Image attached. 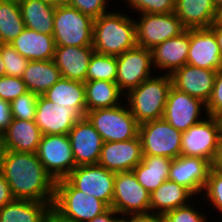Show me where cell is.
<instances>
[{
  "instance_id": "6da1fadb",
  "label": "cell",
  "mask_w": 222,
  "mask_h": 222,
  "mask_svg": "<svg viewBox=\"0 0 222 222\" xmlns=\"http://www.w3.org/2000/svg\"><path fill=\"white\" fill-rule=\"evenodd\" d=\"M0 171L14 199L54 202L55 180L36 153L0 150Z\"/></svg>"
},
{
  "instance_id": "7a4b0ae2",
  "label": "cell",
  "mask_w": 222,
  "mask_h": 222,
  "mask_svg": "<svg viewBox=\"0 0 222 222\" xmlns=\"http://www.w3.org/2000/svg\"><path fill=\"white\" fill-rule=\"evenodd\" d=\"M129 15V16H128ZM122 10L102 14L93 22L94 51L110 56H119L137 46L136 25L134 17Z\"/></svg>"
},
{
  "instance_id": "3957f363",
  "label": "cell",
  "mask_w": 222,
  "mask_h": 222,
  "mask_svg": "<svg viewBox=\"0 0 222 222\" xmlns=\"http://www.w3.org/2000/svg\"><path fill=\"white\" fill-rule=\"evenodd\" d=\"M171 86L170 75L155 73L125 94V103L139 125L163 118Z\"/></svg>"
},
{
  "instance_id": "277c9868",
  "label": "cell",
  "mask_w": 222,
  "mask_h": 222,
  "mask_svg": "<svg viewBox=\"0 0 222 222\" xmlns=\"http://www.w3.org/2000/svg\"><path fill=\"white\" fill-rule=\"evenodd\" d=\"M94 19L67 4L55 6L53 38L56 47L93 44Z\"/></svg>"
},
{
  "instance_id": "5b68a950",
  "label": "cell",
  "mask_w": 222,
  "mask_h": 222,
  "mask_svg": "<svg viewBox=\"0 0 222 222\" xmlns=\"http://www.w3.org/2000/svg\"><path fill=\"white\" fill-rule=\"evenodd\" d=\"M85 117L104 142L126 141L139 134V124L125 101L112 108L87 111Z\"/></svg>"
},
{
  "instance_id": "8992f818",
  "label": "cell",
  "mask_w": 222,
  "mask_h": 222,
  "mask_svg": "<svg viewBox=\"0 0 222 222\" xmlns=\"http://www.w3.org/2000/svg\"><path fill=\"white\" fill-rule=\"evenodd\" d=\"M53 206L76 222H89L109 208L103 201L75 189L66 179L55 182Z\"/></svg>"
},
{
  "instance_id": "52a82bcc",
  "label": "cell",
  "mask_w": 222,
  "mask_h": 222,
  "mask_svg": "<svg viewBox=\"0 0 222 222\" xmlns=\"http://www.w3.org/2000/svg\"><path fill=\"white\" fill-rule=\"evenodd\" d=\"M221 134L219 118L207 115L202 121L182 132L181 156L199 157L212 164Z\"/></svg>"
},
{
  "instance_id": "ba28073f",
  "label": "cell",
  "mask_w": 222,
  "mask_h": 222,
  "mask_svg": "<svg viewBox=\"0 0 222 222\" xmlns=\"http://www.w3.org/2000/svg\"><path fill=\"white\" fill-rule=\"evenodd\" d=\"M143 155L165 156L175 159L181 155L182 132L164 118L139 125Z\"/></svg>"
},
{
  "instance_id": "9c48e42d",
  "label": "cell",
  "mask_w": 222,
  "mask_h": 222,
  "mask_svg": "<svg viewBox=\"0 0 222 222\" xmlns=\"http://www.w3.org/2000/svg\"><path fill=\"white\" fill-rule=\"evenodd\" d=\"M135 17L137 46L146 49L152 50L156 45L179 36L186 30L175 12L166 14L145 13Z\"/></svg>"
},
{
  "instance_id": "30bf717a",
  "label": "cell",
  "mask_w": 222,
  "mask_h": 222,
  "mask_svg": "<svg viewBox=\"0 0 222 222\" xmlns=\"http://www.w3.org/2000/svg\"><path fill=\"white\" fill-rule=\"evenodd\" d=\"M36 154L55 182L65 179L76 167L68 134L42 135Z\"/></svg>"
},
{
  "instance_id": "8fae6325",
  "label": "cell",
  "mask_w": 222,
  "mask_h": 222,
  "mask_svg": "<svg viewBox=\"0 0 222 222\" xmlns=\"http://www.w3.org/2000/svg\"><path fill=\"white\" fill-rule=\"evenodd\" d=\"M116 61V84L124 94L156 73L152 51L144 47L136 46L125 51L116 57Z\"/></svg>"
},
{
  "instance_id": "7c38bea8",
  "label": "cell",
  "mask_w": 222,
  "mask_h": 222,
  "mask_svg": "<svg viewBox=\"0 0 222 222\" xmlns=\"http://www.w3.org/2000/svg\"><path fill=\"white\" fill-rule=\"evenodd\" d=\"M115 174L99 164L76 166L65 178L75 189L92 195L111 207Z\"/></svg>"
},
{
  "instance_id": "4fadbf2b",
  "label": "cell",
  "mask_w": 222,
  "mask_h": 222,
  "mask_svg": "<svg viewBox=\"0 0 222 222\" xmlns=\"http://www.w3.org/2000/svg\"><path fill=\"white\" fill-rule=\"evenodd\" d=\"M111 207L121 217L127 214L150 212V192L138 182L133 171L115 174Z\"/></svg>"
},
{
  "instance_id": "5bb4252c",
  "label": "cell",
  "mask_w": 222,
  "mask_h": 222,
  "mask_svg": "<svg viewBox=\"0 0 222 222\" xmlns=\"http://www.w3.org/2000/svg\"><path fill=\"white\" fill-rule=\"evenodd\" d=\"M207 115L204 102L171 86L163 118L175 129L184 132L202 121Z\"/></svg>"
},
{
  "instance_id": "9a60e30c",
  "label": "cell",
  "mask_w": 222,
  "mask_h": 222,
  "mask_svg": "<svg viewBox=\"0 0 222 222\" xmlns=\"http://www.w3.org/2000/svg\"><path fill=\"white\" fill-rule=\"evenodd\" d=\"M83 117L76 108L57 105L39 95L34 121L42 135L68 134L75 123Z\"/></svg>"
},
{
  "instance_id": "2e32d148",
  "label": "cell",
  "mask_w": 222,
  "mask_h": 222,
  "mask_svg": "<svg viewBox=\"0 0 222 222\" xmlns=\"http://www.w3.org/2000/svg\"><path fill=\"white\" fill-rule=\"evenodd\" d=\"M143 158L139 135L134 139L104 142L98 164L114 173L132 171Z\"/></svg>"
},
{
  "instance_id": "e0dca14e",
  "label": "cell",
  "mask_w": 222,
  "mask_h": 222,
  "mask_svg": "<svg viewBox=\"0 0 222 222\" xmlns=\"http://www.w3.org/2000/svg\"><path fill=\"white\" fill-rule=\"evenodd\" d=\"M211 166L206 159L180 155L171 163L168 180L183 185L196 197H201Z\"/></svg>"
},
{
  "instance_id": "ac0fdd59",
  "label": "cell",
  "mask_w": 222,
  "mask_h": 222,
  "mask_svg": "<svg viewBox=\"0 0 222 222\" xmlns=\"http://www.w3.org/2000/svg\"><path fill=\"white\" fill-rule=\"evenodd\" d=\"M76 166L98 164L103 139L86 117L68 133Z\"/></svg>"
},
{
  "instance_id": "d6986e66",
  "label": "cell",
  "mask_w": 222,
  "mask_h": 222,
  "mask_svg": "<svg viewBox=\"0 0 222 222\" xmlns=\"http://www.w3.org/2000/svg\"><path fill=\"white\" fill-rule=\"evenodd\" d=\"M187 64L216 71L222 68L219 45L209 28L190 29Z\"/></svg>"
},
{
  "instance_id": "ffe728a7",
  "label": "cell",
  "mask_w": 222,
  "mask_h": 222,
  "mask_svg": "<svg viewBox=\"0 0 222 222\" xmlns=\"http://www.w3.org/2000/svg\"><path fill=\"white\" fill-rule=\"evenodd\" d=\"M215 76L216 70L195 67L189 64H185L170 75L174 88L186 92L205 104L210 99Z\"/></svg>"
},
{
  "instance_id": "44dd1931",
  "label": "cell",
  "mask_w": 222,
  "mask_h": 222,
  "mask_svg": "<svg viewBox=\"0 0 222 222\" xmlns=\"http://www.w3.org/2000/svg\"><path fill=\"white\" fill-rule=\"evenodd\" d=\"M189 45L190 29H186L179 36L172 37L156 45L151 50L156 73L171 75L174 71L187 64Z\"/></svg>"
},
{
  "instance_id": "7402d4cb",
  "label": "cell",
  "mask_w": 222,
  "mask_h": 222,
  "mask_svg": "<svg viewBox=\"0 0 222 222\" xmlns=\"http://www.w3.org/2000/svg\"><path fill=\"white\" fill-rule=\"evenodd\" d=\"M42 133L34 120L12 119L0 137V150L36 153Z\"/></svg>"
},
{
  "instance_id": "603a6c76",
  "label": "cell",
  "mask_w": 222,
  "mask_h": 222,
  "mask_svg": "<svg viewBox=\"0 0 222 222\" xmlns=\"http://www.w3.org/2000/svg\"><path fill=\"white\" fill-rule=\"evenodd\" d=\"M94 52L92 46L55 47L53 61L63 78L85 83L89 62Z\"/></svg>"
},
{
  "instance_id": "cb8c5ba5",
  "label": "cell",
  "mask_w": 222,
  "mask_h": 222,
  "mask_svg": "<svg viewBox=\"0 0 222 222\" xmlns=\"http://www.w3.org/2000/svg\"><path fill=\"white\" fill-rule=\"evenodd\" d=\"M10 44L29 61L52 60L54 58L56 46L52 35L41 34L25 28Z\"/></svg>"
},
{
  "instance_id": "d4e9b609",
  "label": "cell",
  "mask_w": 222,
  "mask_h": 222,
  "mask_svg": "<svg viewBox=\"0 0 222 222\" xmlns=\"http://www.w3.org/2000/svg\"><path fill=\"white\" fill-rule=\"evenodd\" d=\"M213 0H176L175 14L186 29L209 28L216 18Z\"/></svg>"
},
{
  "instance_id": "484cf974",
  "label": "cell",
  "mask_w": 222,
  "mask_h": 222,
  "mask_svg": "<svg viewBox=\"0 0 222 222\" xmlns=\"http://www.w3.org/2000/svg\"><path fill=\"white\" fill-rule=\"evenodd\" d=\"M194 199L196 196L189 189L166 180L150 193V212L163 216L168 211L185 206Z\"/></svg>"
},
{
  "instance_id": "4316f807",
  "label": "cell",
  "mask_w": 222,
  "mask_h": 222,
  "mask_svg": "<svg viewBox=\"0 0 222 222\" xmlns=\"http://www.w3.org/2000/svg\"><path fill=\"white\" fill-rule=\"evenodd\" d=\"M172 161L165 156L143 155L142 161L132 171L138 182L151 193L168 180Z\"/></svg>"
},
{
  "instance_id": "83f0119b",
  "label": "cell",
  "mask_w": 222,
  "mask_h": 222,
  "mask_svg": "<svg viewBox=\"0 0 222 222\" xmlns=\"http://www.w3.org/2000/svg\"><path fill=\"white\" fill-rule=\"evenodd\" d=\"M21 78L28 91L42 95L62 78V76L52 59L29 61Z\"/></svg>"
},
{
  "instance_id": "f1b7e54d",
  "label": "cell",
  "mask_w": 222,
  "mask_h": 222,
  "mask_svg": "<svg viewBox=\"0 0 222 222\" xmlns=\"http://www.w3.org/2000/svg\"><path fill=\"white\" fill-rule=\"evenodd\" d=\"M25 27L52 35L55 6L41 0H18Z\"/></svg>"
},
{
  "instance_id": "f546056e",
  "label": "cell",
  "mask_w": 222,
  "mask_h": 222,
  "mask_svg": "<svg viewBox=\"0 0 222 222\" xmlns=\"http://www.w3.org/2000/svg\"><path fill=\"white\" fill-rule=\"evenodd\" d=\"M84 87L87 111L112 108L124 102L125 94L115 82L86 81Z\"/></svg>"
},
{
  "instance_id": "4dcf8cb0",
  "label": "cell",
  "mask_w": 222,
  "mask_h": 222,
  "mask_svg": "<svg viewBox=\"0 0 222 222\" xmlns=\"http://www.w3.org/2000/svg\"><path fill=\"white\" fill-rule=\"evenodd\" d=\"M42 95L57 105L74 107L84 117L86 115L85 87L82 82L62 77Z\"/></svg>"
},
{
  "instance_id": "1f68e13d",
  "label": "cell",
  "mask_w": 222,
  "mask_h": 222,
  "mask_svg": "<svg viewBox=\"0 0 222 222\" xmlns=\"http://www.w3.org/2000/svg\"><path fill=\"white\" fill-rule=\"evenodd\" d=\"M53 202L14 199L0 208V222H44Z\"/></svg>"
},
{
  "instance_id": "d6a6232c",
  "label": "cell",
  "mask_w": 222,
  "mask_h": 222,
  "mask_svg": "<svg viewBox=\"0 0 222 222\" xmlns=\"http://www.w3.org/2000/svg\"><path fill=\"white\" fill-rule=\"evenodd\" d=\"M25 28L18 0H0V44H10Z\"/></svg>"
},
{
  "instance_id": "836d02e7",
  "label": "cell",
  "mask_w": 222,
  "mask_h": 222,
  "mask_svg": "<svg viewBox=\"0 0 222 222\" xmlns=\"http://www.w3.org/2000/svg\"><path fill=\"white\" fill-rule=\"evenodd\" d=\"M116 56L94 52L89 62L86 81H110L116 83Z\"/></svg>"
},
{
  "instance_id": "e575fe53",
  "label": "cell",
  "mask_w": 222,
  "mask_h": 222,
  "mask_svg": "<svg viewBox=\"0 0 222 222\" xmlns=\"http://www.w3.org/2000/svg\"><path fill=\"white\" fill-rule=\"evenodd\" d=\"M201 196L203 198L202 201L207 202L208 208L215 209L211 212H214L216 215L218 211V214L222 215V172L214 169L212 166Z\"/></svg>"
},
{
  "instance_id": "d590c367",
  "label": "cell",
  "mask_w": 222,
  "mask_h": 222,
  "mask_svg": "<svg viewBox=\"0 0 222 222\" xmlns=\"http://www.w3.org/2000/svg\"><path fill=\"white\" fill-rule=\"evenodd\" d=\"M198 198H200V200H198ZM201 200H202L201 197H196V200L195 199L192 200L189 204L182 207H178L171 211H168L167 213L163 215V222H208L210 221L209 220L210 217L208 215H211V214H206V211H202L203 209L199 207Z\"/></svg>"
},
{
  "instance_id": "8d00e7d4",
  "label": "cell",
  "mask_w": 222,
  "mask_h": 222,
  "mask_svg": "<svg viewBox=\"0 0 222 222\" xmlns=\"http://www.w3.org/2000/svg\"><path fill=\"white\" fill-rule=\"evenodd\" d=\"M130 12L137 14H166L175 12L176 0H123Z\"/></svg>"
},
{
  "instance_id": "74e56055",
  "label": "cell",
  "mask_w": 222,
  "mask_h": 222,
  "mask_svg": "<svg viewBox=\"0 0 222 222\" xmlns=\"http://www.w3.org/2000/svg\"><path fill=\"white\" fill-rule=\"evenodd\" d=\"M0 54L5 65V75L21 78L29 60L20 55L11 44H0Z\"/></svg>"
},
{
  "instance_id": "f35d334b",
  "label": "cell",
  "mask_w": 222,
  "mask_h": 222,
  "mask_svg": "<svg viewBox=\"0 0 222 222\" xmlns=\"http://www.w3.org/2000/svg\"><path fill=\"white\" fill-rule=\"evenodd\" d=\"M38 98V94L28 91L14 99L11 102L12 118L34 120Z\"/></svg>"
},
{
  "instance_id": "ab89813d",
  "label": "cell",
  "mask_w": 222,
  "mask_h": 222,
  "mask_svg": "<svg viewBox=\"0 0 222 222\" xmlns=\"http://www.w3.org/2000/svg\"><path fill=\"white\" fill-rule=\"evenodd\" d=\"M112 2L111 0H66L65 4L76 8L84 15L95 20L113 9V7L110 8Z\"/></svg>"
},
{
  "instance_id": "60d3db41",
  "label": "cell",
  "mask_w": 222,
  "mask_h": 222,
  "mask_svg": "<svg viewBox=\"0 0 222 222\" xmlns=\"http://www.w3.org/2000/svg\"><path fill=\"white\" fill-rule=\"evenodd\" d=\"M28 92L25 83L20 77H0V98L12 102L14 99Z\"/></svg>"
},
{
  "instance_id": "b9f144b4",
  "label": "cell",
  "mask_w": 222,
  "mask_h": 222,
  "mask_svg": "<svg viewBox=\"0 0 222 222\" xmlns=\"http://www.w3.org/2000/svg\"><path fill=\"white\" fill-rule=\"evenodd\" d=\"M209 116L219 117L222 114V68L216 71L214 86L206 104Z\"/></svg>"
},
{
  "instance_id": "7bdbcfd3",
  "label": "cell",
  "mask_w": 222,
  "mask_h": 222,
  "mask_svg": "<svg viewBox=\"0 0 222 222\" xmlns=\"http://www.w3.org/2000/svg\"><path fill=\"white\" fill-rule=\"evenodd\" d=\"M11 102L0 98V137L12 122Z\"/></svg>"
},
{
  "instance_id": "ee69618b",
  "label": "cell",
  "mask_w": 222,
  "mask_h": 222,
  "mask_svg": "<svg viewBox=\"0 0 222 222\" xmlns=\"http://www.w3.org/2000/svg\"><path fill=\"white\" fill-rule=\"evenodd\" d=\"M121 218L125 222H163V216L154 212L127 214Z\"/></svg>"
},
{
  "instance_id": "f6af8a7d",
  "label": "cell",
  "mask_w": 222,
  "mask_h": 222,
  "mask_svg": "<svg viewBox=\"0 0 222 222\" xmlns=\"http://www.w3.org/2000/svg\"><path fill=\"white\" fill-rule=\"evenodd\" d=\"M13 200L14 197L11 193L10 186L0 171V208L12 202Z\"/></svg>"
},
{
  "instance_id": "bcb514c9",
  "label": "cell",
  "mask_w": 222,
  "mask_h": 222,
  "mask_svg": "<svg viewBox=\"0 0 222 222\" xmlns=\"http://www.w3.org/2000/svg\"><path fill=\"white\" fill-rule=\"evenodd\" d=\"M44 222H76V221L64 216L53 205H51L45 214Z\"/></svg>"
},
{
  "instance_id": "7dc6e473",
  "label": "cell",
  "mask_w": 222,
  "mask_h": 222,
  "mask_svg": "<svg viewBox=\"0 0 222 222\" xmlns=\"http://www.w3.org/2000/svg\"><path fill=\"white\" fill-rule=\"evenodd\" d=\"M120 218L121 215L112 207H109L105 212L96 216L89 222H117Z\"/></svg>"
},
{
  "instance_id": "c3c4849f",
  "label": "cell",
  "mask_w": 222,
  "mask_h": 222,
  "mask_svg": "<svg viewBox=\"0 0 222 222\" xmlns=\"http://www.w3.org/2000/svg\"><path fill=\"white\" fill-rule=\"evenodd\" d=\"M212 167L220 172H222V134L220 136L219 145L215 155V159L212 163Z\"/></svg>"
},
{
  "instance_id": "681fc988",
  "label": "cell",
  "mask_w": 222,
  "mask_h": 222,
  "mask_svg": "<svg viewBox=\"0 0 222 222\" xmlns=\"http://www.w3.org/2000/svg\"><path fill=\"white\" fill-rule=\"evenodd\" d=\"M209 29L214 33L217 43L219 45L220 53L222 55V26L213 23Z\"/></svg>"
},
{
  "instance_id": "f907efd6",
  "label": "cell",
  "mask_w": 222,
  "mask_h": 222,
  "mask_svg": "<svg viewBox=\"0 0 222 222\" xmlns=\"http://www.w3.org/2000/svg\"><path fill=\"white\" fill-rule=\"evenodd\" d=\"M216 25L222 26V6L217 9L215 22Z\"/></svg>"
},
{
  "instance_id": "816d5d0a",
  "label": "cell",
  "mask_w": 222,
  "mask_h": 222,
  "mask_svg": "<svg viewBox=\"0 0 222 222\" xmlns=\"http://www.w3.org/2000/svg\"><path fill=\"white\" fill-rule=\"evenodd\" d=\"M53 6H59L65 4L66 0H41Z\"/></svg>"
},
{
  "instance_id": "f5cc1de1",
  "label": "cell",
  "mask_w": 222,
  "mask_h": 222,
  "mask_svg": "<svg viewBox=\"0 0 222 222\" xmlns=\"http://www.w3.org/2000/svg\"><path fill=\"white\" fill-rule=\"evenodd\" d=\"M5 76V65L0 54V77Z\"/></svg>"
},
{
  "instance_id": "db71d44e",
  "label": "cell",
  "mask_w": 222,
  "mask_h": 222,
  "mask_svg": "<svg viewBox=\"0 0 222 222\" xmlns=\"http://www.w3.org/2000/svg\"><path fill=\"white\" fill-rule=\"evenodd\" d=\"M213 3L217 9L222 6V0H213Z\"/></svg>"
},
{
  "instance_id": "11a10c76",
  "label": "cell",
  "mask_w": 222,
  "mask_h": 222,
  "mask_svg": "<svg viewBox=\"0 0 222 222\" xmlns=\"http://www.w3.org/2000/svg\"><path fill=\"white\" fill-rule=\"evenodd\" d=\"M221 123V128H222V114L218 117Z\"/></svg>"
},
{
  "instance_id": "9f6ffc18",
  "label": "cell",
  "mask_w": 222,
  "mask_h": 222,
  "mask_svg": "<svg viewBox=\"0 0 222 222\" xmlns=\"http://www.w3.org/2000/svg\"><path fill=\"white\" fill-rule=\"evenodd\" d=\"M117 222H125L122 218H120Z\"/></svg>"
}]
</instances>
